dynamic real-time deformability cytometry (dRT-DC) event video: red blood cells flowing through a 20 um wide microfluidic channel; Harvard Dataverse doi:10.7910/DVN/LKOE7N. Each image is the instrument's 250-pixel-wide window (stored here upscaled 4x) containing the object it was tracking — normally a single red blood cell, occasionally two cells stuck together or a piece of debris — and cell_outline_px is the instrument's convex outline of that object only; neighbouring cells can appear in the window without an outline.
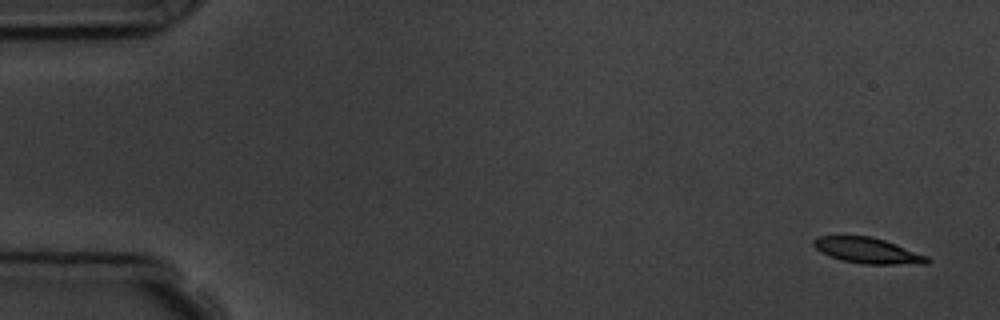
{"species": "common noctule bat (a hibernating species)", "species_latin": "Nyctalus noctula", "temperature_condition": "room temperature", "stored_images_in_passage": 6, "camera_frame_rate_fps": 3000, "um_per_image_px": 0.085, "animal": {"sex": "male", "body_mass_g": 19.5, "forearm_length_mm": 54.6}, "frame": {"image": 1, "passage_image": 1, "time_ms": 0.0, "image_size_px": [1000, 320], "cell_outline_px": [[932, 260], [928, 264], [864, 264], [844, 260], [828, 256], [820, 252], [812, 244], [812, 240], [816, 236], [872, 236], [896, 244], [928, 256]], "centroid_in_image_um": [73.76, 21.3], "position_along_channel_um": 11.2, "area_um2": 17.11}}
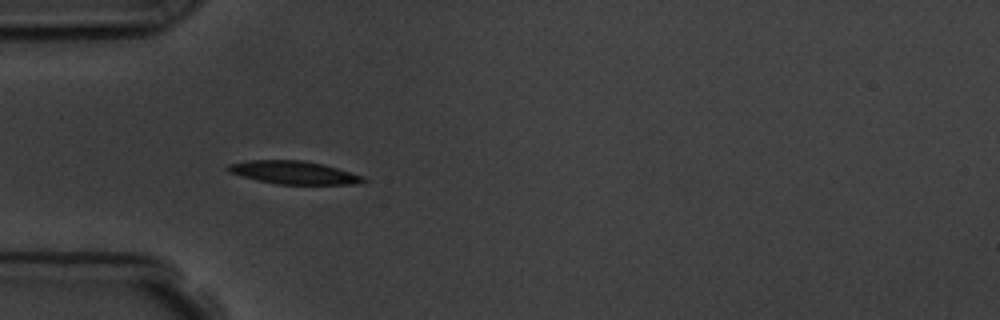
{"frame": {"image": 2, "passage_image": 5, "time_ms": 4.667, "image_size_px": [1000, 320], "cell_outline_px": [[368, 180], [352, 184], [276, 184], [256, 180], [228, 172], [224, 168], [228, 164], [248, 160], [304, 160], [324, 164], [364, 176]], "centroid_in_image_um": [24.93, 14.66], "position_along_channel_um": 60.1, "area_um2": 18.26}}